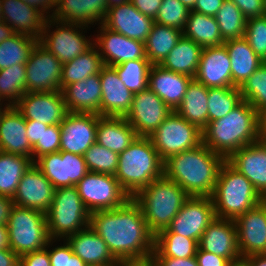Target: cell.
Here are the masks:
<instances>
[{"label": "cell", "mask_w": 266, "mask_h": 266, "mask_svg": "<svg viewBox=\"0 0 266 266\" xmlns=\"http://www.w3.org/2000/svg\"><path fill=\"white\" fill-rule=\"evenodd\" d=\"M242 100L249 102L260 114L266 109V62L240 87Z\"/></svg>", "instance_id": "bcb514c9"}, {"label": "cell", "mask_w": 266, "mask_h": 266, "mask_svg": "<svg viewBox=\"0 0 266 266\" xmlns=\"http://www.w3.org/2000/svg\"><path fill=\"white\" fill-rule=\"evenodd\" d=\"M190 195L164 175L139 191L134 201L141 207L149 230L156 235L166 229Z\"/></svg>", "instance_id": "5b68a950"}, {"label": "cell", "mask_w": 266, "mask_h": 266, "mask_svg": "<svg viewBox=\"0 0 266 266\" xmlns=\"http://www.w3.org/2000/svg\"><path fill=\"white\" fill-rule=\"evenodd\" d=\"M51 25H56V30L53 32H50ZM80 28L84 30L86 26L65 23L52 17H47L39 43L54 54L63 64L73 60L80 54H84L94 45V40L90 41V39L86 38L82 34L83 31L80 33Z\"/></svg>", "instance_id": "8fae6325"}, {"label": "cell", "mask_w": 266, "mask_h": 266, "mask_svg": "<svg viewBox=\"0 0 266 266\" xmlns=\"http://www.w3.org/2000/svg\"><path fill=\"white\" fill-rule=\"evenodd\" d=\"M73 253L88 266H119L104 240L89 226L66 238Z\"/></svg>", "instance_id": "f546056e"}, {"label": "cell", "mask_w": 266, "mask_h": 266, "mask_svg": "<svg viewBox=\"0 0 266 266\" xmlns=\"http://www.w3.org/2000/svg\"><path fill=\"white\" fill-rule=\"evenodd\" d=\"M194 79L207 88L232 86L231 61L224 45L203 48Z\"/></svg>", "instance_id": "cb8c5ba5"}, {"label": "cell", "mask_w": 266, "mask_h": 266, "mask_svg": "<svg viewBox=\"0 0 266 266\" xmlns=\"http://www.w3.org/2000/svg\"><path fill=\"white\" fill-rule=\"evenodd\" d=\"M155 20L137 10L129 1L107 8L102 24L128 38L146 41Z\"/></svg>", "instance_id": "44dd1931"}, {"label": "cell", "mask_w": 266, "mask_h": 266, "mask_svg": "<svg viewBox=\"0 0 266 266\" xmlns=\"http://www.w3.org/2000/svg\"><path fill=\"white\" fill-rule=\"evenodd\" d=\"M244 38L262 62H266V14L246 20Z\"/></svg>", "instance_id": "681fc988"}, {"label": "cell", "mask_w": 266, "mask_h": 266, "mask_svg": "<svg viewBox=\"0 0 266 266\" xmlns=\"http://www.w3.org/2000/svg\"><path fill=\"white\" fill-rule=\"evenodd\" d=\"M27 4L33 5L39 10H41L44 14L46 13L47 17H51V15H47L48 11L51 9H55L53 7L56 6L57 0H23ZM48 9V10H47Z\"/></svg>", "instance_id": "be15d7a7"}, {"label": "cell", "mask_w": 266, "mask_h": 266, "mask_svg": "<svg viewBox=\"0 0 266 266\" xmlns=\"http://www.w3.org/2000/svg\"><path fill=\"white\" fill-rule=\"evenodd\" d=\"M234 222L241 257L266 254V205L262 202L237 217Z\"/></svg>", "instance_id": "ac0fdd59"}, {"label": "cell", "mask_w": 266, "mask_h": 266, "mask_svg": "<svg viewBox=\"0 0 266 266\" xmlns=\"http://www.w3.org/2000/svg\"><path fill=\"white\" fill-rule=\"evenodd\" d=\"M119 266H152L150 262L145 263H121Z\"/></svg>", "instance_id": "753ad0ef"}, {"label": "cell", "mask_w": 266, "mask_h": 266, "mask_svg": "<svg viewBox=\"0 0 266 266\" xmlns=\"http://www.w3.org/2000/svg\"><path fill=\"white\" fill-rule=\"evenodd\" d=\"M129 2L142 14L155 20L162 0H129Z\"/></svg>", "instance_id": "6f0895ef"}, {"label": "cell", "mask_w": 266, "mask_h": 266, "mask_svg": "<svg viewBox=\"0 0 266 266\" xmlns=\"http://www.w3.org/2000/svg\"><path fill=\"white\" fill-rule=\"evenodd\" d=\"M26 120L60 124L69 113L61 91L25 93L14 105Z\"/></svg>", "instance_id": "2e32d148"}, {"label": "cell", "mask_w": 266, "mask_h": 266, "mask_svg": "<svg viewBox=\"0 0 266 266\" xmlns=\"http://www.w3.org/2000/svg\"><path fill=\"white\" fill-rule=\"evenodd\" d=\"M172 110L148 87L133 94L129 112L124 117L138 136L149 137Z\"/></svg>", "instance_id": "5bb4252c"}, {"label": "cell", "mask_w": 266, "mask_h": 266, "mask_svg": "<svg viewBox=\"0 0 266 266\" xmlns=\"http://www.w3.org/2000/svg\"><path fill=\"white\" fill-rule=\"evenodd\" d=\"M8 236L7 226L0 225V249L9 248Z\"/></svg>", "instance_id": "003e7915"}, {"label": "cell", "mask_w": 266, "mask_h": 266, "mask_svg": "<svg viewBox=\"0 0 266 266\" xmlns=\"http://www.w3.org/2000/svg\"><path fill=\"white\" fill-rule=\"evenodd\" d=\"M2 21L7 23L14 33L39 39L47 19L46 14L23 0H1Z\"/></svg>", "instance_id": "d4e9b609"}, {"label": "cell", "mask_w": 266, "mask_h": 266, "mask_svg": "<svg viewBox=\"0 0 266 266\" xmlns=\"http://www.w3.org/2000/svg\"><path fill=\"white\" fill-rule=\"evenodd\" d=\"M89 227L120 263L150 262L155 235L133 198L121 207L91 213Z\"/></svg>", "instance_id": "6da1fadb"}, {"label": "cell", "mask_w": 266, "mask_h": 266, "mask_svg": "<svg viewBox=\"0 0 266 266\" xmlns=\"http://www.w3.org/2000/svg\"><path fill=\"white\" fill-rule=\"evenodd\" d=\"M242 101L239 87H217L208 89V123L221 119Z\"/></svg>", "instance_id": "ee69618b"}, {"label": "cell", "mask_w": 266, "mask_h": 266, "mask_svg": "<svg viewBox=\"0 0 266 266\" xmlns=\"http://www.w3.org/2000/svg\"><path fill=\"white\" fill-rule=\"evenodd\" d=\"M99 78L102 88L101 116L125 117L131 108L132 92L125 87L113 66L104 65Z\"/></svg>", "instance_id": "484cf974"}, {"label": "cell", "mask_w": 266, "mask_h": 266, "mask_svg": "<svg viewBox=\"0 0 266 266\" xmlns=\"http://www.w3.org/2000/svg\"><path fill=\"white\" fill-rule=\"evenodd\" d=\"M214 219L216 214L211 197L190 196L170 225L160 232H173L199 243L202 234Z\"/></svg>", "instance_id": "7c38bea8"}, {"label": "cell", "mask_w": 266, "mask_h": 266, "mask_svg": "<svg viewBox=\"0 0 266 266\" xmlns=\"http://www.w3.org/2000/svg\"><path fill=\"white\" fill-rule=\"evenodd\" d=\"M98 120V114L69 112L59 124L60 151L84 155L96 142Z\"/></svg>", "instance_id": "e0dca14e"}, {"label": "cell", "mask_w": 266, "mask_h": 266, "mask_svg": "<svg viewBox=\"0 0 266 266\" xmlns=\"http://www.w3.org/2000/svg\"><path fill=\"white\" fill-rule=\"evenodd\" d=\"M56 188L32 163L22 176L13 197L14 205L46 213L52 204Z\"/></svg>", "instance_id": "ffe728a7"}, {"label": "cell", "mask_w": 266, "mask_h": 266, "mask_svg": "<svg viewBox=\"0 0 266 266\" xmlns=\"http://www.w3.org/2000/svg\"><path fill=\"white\" fill-rule=\"evenodd\" d=\"M97 46L93 45L84 54L62 64L61 90L71 83L82 81L99 74L104 66Z\"/></svg>", "instance_id": "74e56055"}, {"label": "cell", "mask_w": 266, "mask_h": 266, "mask_svg": "<svg viewBox=\"0 0 266 266\" xmlns=\"http://www.w3.org/2000/svg\"><path fill=\"white\" fill-rule=\"evenodd\" d=\"M51 14L55 20L86 26L101 24L107 14L105 0H57Z\"/></svg>", "instance_id": "4dcf8cb0"}, {"label": "cell", "mask_w": 266, "mask_h": 266, "mask_svg": "<svg viewBox=\"0 0 266 266\" xmlns=\"http://www.w3.org/2000/svg\"><path fill=\"white\" fill-rule=\"evenodd\" d=\"M223 45L231 61L232 86L240 88L264 62L244 37L227 40Z\"/></svg>", "instance_id": "d6a6232c"}, {"label": "cell", "mask_w": 266, "mask_h": 266, "mask_svg": "<svg viewBox=\"0 0 266 266\" xmlns=\"http://www.w3.org/2000/svg\"><path fill=\"white\" fill-rule=\"evenodd\" d=\"M13 206L12 197L0 195V225H7Z\"/></svg>", "instance_id": "94428289"}, {"label": "cell", "mask_w": 266, "mask_h": 266, "mask_svg": "<svg viewBox=\"0 0 266 266\" xmlns=\"http://www.w3.org/2000/svg\"><path fill=\"white\" fill-rule=\"evenodd\" d=\"M25 66L26 93L61 91L62 63L39 42Z\"/></svg>", "instance_id": "4fadbf2b"}, {"label": "cell", "mask_w": 266, "mask_h": 266, "mask_svg": "<svg viewBox=\"0 0 266 266\" xmlns=\"http://www.w3.org/2000/svg\"><path fill=\"white\" fill-rule=\"evenodd\" d=\"M34 164L56 189L75 186L89 172L84 155L70 152L46 154Z\"/></svg>", "instance_id": "9a60e30c"}, {"label": "cell", "mask_w": 266, "mask_h": 266, "mask_svg": "<svg viewBox=\"0 0 266 266\" xmlns=\"http://www.w3.org/2000/svg\"><path fill=\"white\" fill-rule=\"evenodd\" d=\"M260 132H266V109L259 114Z\"/></svg>", "instance_id": "a7ac6f4b"}, {"label": "cell", "mask_w": 266, "mask_h": 266, "mask_svg": "<svg viewBox=\"0 0 266 266\" xmlns=\"http://www.w3.org/2000/svg\"><path fill=\"white\" fill-rule=\"evenodd\" d=\"M248 266H266V254H255L244 258Z\"/></svg>", "instance_id": "e7e4bbea"}, {"label": "cell", "mask_w": 266, "mask_h": 266, "mask_svg": "<svg viewBox=\"0 0 266 266\" xmlns=\"http://www.w3.org/2000/svg\"><path fill=\"white\" fill-rule=\"evenodd\" d=\"M262 202L266 205V194L262 197Z\"/></svg>", "instance_id": "2a66077c"}, {"label": "cell", "mask_w": 266, "mask_h": 266, "mask_svg": "<svg viewBox=\"0 0 266 266\" xmlns=\"http://www.w3.org/2000/svg\"><path fill=\"white\" fill-rule=\"evenodd\" d=\"M198 246L228 259L230 262L241 259L237 244V228L234 220L214 219L202 234Z\"/></svg>", "instance_id": "603a6c76"}, {"label": "cell", "mask_w": 266, "mask_h": 266, "mask_svg": "<svg viewBox=\"0 0 266 266\" xmlns=\"http://www.w3.org/2000/svg\"><path fill=\"white\" fill-rule=\"evenodd\" d=\"M226 160L204 143L164 161L163 175L190 196L211 197L222 164Z\"/></svg>", "instance_id": "7a4b0ae2"}, {"label": "cell", "mask_w": 266, "mask_h": 266, "mask_svg": "<svg viewBox=\"0 0 266 266\" xmlns=\"http://www.w3.org/2000/svg\"><path fill=\"white\" fill-rule=\"evenodd\" d=\"M211 198L216 217L231 220L262 203V196L253 184L227 161L219 170Z\"/></svg>", "instance_id": "8992f818"}, {"label": "cell", "mask_w": 266, "mask_h": 266, "mask_svg": "<svg viewBox=\"0 0 266 266\" xmlns=\"http://www.w3.org/2000/svg\"><path fill=\"white\" fill-rule=\"evenodd\" d=\"M9 248L19 256L46 247L49 237L46 213L14 205L7 222Z\"/></svg>", "instance_id": "ba28073f"}, {"label": "cell", "mask_w": 266, "mask_h": 266, "mask_svg": "<svg viewBox=\"0 0 266 266\" xmlns=\"http://www.w3.org/2000/svg\"><path fill=\"white\" fill-rule=\"evenodd\" d=\"M32 163L27 156L0 151V195L13 198L22 176Z\"/></svg>", "instance_id": "f35d334b"}, {"label": "cell", "mask_w": 266, "mask_h": 266, "mask_svg": "<svg viewBox=\"0 0 266 266\" xmlns=\"http://www.w3.org/2000/svg\"><path fill=\"white\" fill-rule=\"evenodd\" d=\"M61 92L68 112L93 113L101 116L102 88L99 74L66 85Z\"/></svg>", "instance_id": "f1b7e54d"}, {"label": "cell", "mask_w": 266, "mask_h": 266, "mask_svg": "<svg viewBox=\"0 0 266 266\" xmlns=\"http://www.w3.org/2000/svg\"><path fill=\"white\" fill-rule=\"evenodd\" d=\"M260 140L259 113L242 100L221 119L202 130V143L227 160L236 150Z\"/></svg>", "instance_id": "3957f363"}, {"label": "cell", "mask_w": 266, "mask_h": 266, "mask_svg": "<svg viewBox=\"0 0 266 266\" xmlns=\"http://www.w3.org/2000/svg\"><path fill=\"white\" fill-rule=\"evenodd\" d=\"M198 242L173 232H158L155 235L151 257L187 258L194 257Z\"/></svg>", "instance_id": "ab89813d"}, {"label": "cell", "mask_w": 266, "mask_h": 266, "mask_svg": "<svg viewBox=\"0 0 266 266\" xmlns=\"http://www.w3.org/2000/svg\"><path fill=\"white\" fill-rule=\"evenodd\" d=\"M119 154L104 146L93 143L85 152L84 159L89 171L115 175L118 167Z\"/></svg>", "instance_id": "7dc6e473"}, {"label": "cell", "mask_w": 266, "mask_h": 266, "mask_svg": "<svg viewBox=\"0 0 266 266\" xmlns=\"http://www.w3.org/2000/svg\"><path fill=\"white\" fill-rule=\"evenodd\" d=\"M151 65L148 59H137L113 67L125 87L135 94L148 87V72Z\"/></svg>", "instance_id": "f6af8a7d"}, {"label": "cell", "mask_w": 266, "mask_h": 266, "mask_svg": "<svg viewBox=\"0 0 266 266\" xmlns=\"http://www.w3.org/2000/svg\"><path fill=\"white\" fill-rule=\"evenodd\" d=\"M195 258L198 266H228L231 263L228 259L214 253L201 250L199 247Z\"/></svg>", "instance_id": "11a10c76"}, {"label": "cell", "mask_w": 266, "mask_h": 266, "mask_svg": "<svg viewBox=\"0 0 266 266\" xmlns=\"http://www.w3.org/2000/svg\"><path fill=\"white\" fill-rule=\"evenodd\" d=\"M0 21H2V9H1V0H0Z\"/></svg>", "instance_id": "11e5206c"}, {"label": "cell", "mask_w": 266, "mask_h": 266, "mask_svg": "<svg viewBox=\"0 0 266 266\" xmlns=\"http://www.w3.org/2000/svg\"><path fill=\"white\" fill-rule=\"evenodd\" d=\"M263 197L266 194V147L259 140L236 150L227 160Z\"/></svg>", "instance_id": "4316f807"}, {"label": "cell", "mask_w": 266, "mask_h": 266, "mask_svg": "<svg viewBox=\"0 0 266 266\" xmlns=\"http://www.w3.org/2000/svg\"><path fill=\"white\" fill-rule=\"evenodd\" d=\"M149 138L164 162L173 155L202 144V131L172 111Z\"/></svg>", "instance_id": "9c48e42d"}, {"label": "cell", "mask_w": 266, "mask_h": 266, "mask_svg": "<svg viewBox=\"0 0 266 266\" xmlns=\"http://www.w3.org/2000/svg\"><path fill=\"white\" fill-rule=\"evenodd\" d=\"M260 141L266 147V132H260Z\"/></svg>", "instance_id": "34e18365"}, {"label": "cell", "mask_w": 266, "mask_h": 266, "mask_svg": "<svg viewBox=\"0 0 266 266\" xmlns=\"http://www.w3.org/2000/svg\"><path fill=\"white\" fill-rule=\"evenodd\" d=\"M181 30L154 23L145 41L146 58L152 65H159L182 37Z\"/></svg>", "instance_id": "8d00e7d4"}, {"label": "cell", "mask_w": 266, "mask_h": 266, "mask_svg": "<svg viewBox=\"0 0 266 266\" xmlns=\"http://www.w3.org/2000/svg\"><path fill=\"white\" fill-rule=\"evenodd\" d=\"M264 7H265V12H266V0H264Z\"/></svg>", "instance_id": "b9fcfbb0"}, {"label": "cell", "mask_w": 266, "mask_h": 266, "mask_svg": "<svg viewBox=\"0 0 266 266\" xmlns=\"http://www.w3.org/2000/svg\"><path fill=\"white\" fill-rule=\"evenodd\" d=\"M129 0H105L107 8L113 6V5H118L121 3H125Z\"/></svg>", "instance_id": "2644e50d"}, {"label": "cell", "mask_w": 266, "mask_h": 266, "mask_svg": "<svg viewBox=\"0 0 266 266\" xmlns=\"http://www.w3.org/2000/svg\"><path fill=\"white\" fill-rule=\"evenodd\" d=\"M90 212L81 200L76 186L58 188L49 210L46 222L49 237L66 239L89 226Z\"/></svg>", "instance_id": "52a82bcc"}, {"label": "cell", "mask_w": 266, "mask_h": 266, "mask_svg": "<svg viewBox=\"0 0 266 266\" xmlns=\"http://www.w3.org/2000/svg\"><path fill=\"white\" fill-rule=\"evenodd\" d=\"M183 36L193 40L202 48L224 44L219 25L215 17L190 10Z\"/></svg>", "instance_id": "d590c367"}, {"label": "cell", "mask_w": 266, "mask_h": 266, "mask_svg": "<svg viewBox=\"0 0 266 266\" xmlns=\"http://www.w3.org/2000/svg\"><path fill=\"white\" fill-rule=\"evenodd\" d=\"M215 18L224 42L245 36L247 19L234 2L224 0Z\"/></svg>", "instance_id": "7bdbcfd3"}, {"label": "cell", "mask_w": 266, "mask_h": 266, "mask_svg": "<svg viewBox=\"0 0 266 266\" xmlns=\"http://www.w3.org/2000/svg\"><path fill=\"white\" fill-rule=\"evenodd\" d=\"M224 0H197L193 11L215 17Z\"/></svg>", "instance_id": "680465c9"}, {"label": "cell", "mask_w": 266, "mask_h": 266, "mask_svg": "<svg viewBox=\"0 0 266 266\" xmlns=\"http://www.w3.org/2000/svg\"><path fill=\"white\" fill-rule=\"evenodd\" d=\"M203 48L182 35L176 46L159 64L162 68L195 77Z\"/></svg>", "instance_id": "e575fe53"}, {"label": "cell", "mask_w": 266, "mask_h": 266, "mask_svg": "<svg viewBox=\"0 0 266 266\" xmlns=\"http://www.w3.org/2000/svg\"><path fill=\"white\" fill-rule=\"evenodd\" d=\"M228 266H248V263L244 258H241L237 261L231 262Z\"/></svg>", "instance_id": "8c879c8a"}, {"label": "cell", "mask_w": 266, "mask_h": 266, "mask_svg": "<svg viewBox=\"0 0 266 266\" xmlns=\"http://www.w3.org/2000/svg\"><path fill=\"white\" fill-rule=\"evenodd\" d=\"M75 186L90 213L121 207L131 198L109 174L89 171Z\"/></svg>", "instance_id": "30bf717a"}, {"label": "cell", "mask_w": 266, "mask_h": 266, "mask_svg": "<svg viewBox=\"0 0 266 266\" xmlns=\"http://www.w3.org/2000/svg\"><path fill=\"white\" fill-rule=\"evenodd\" d=\"M25 93V64H14L0 70V102L8 101L5 106H14Z\"/></svg>", "instance_id": "b9f144b4"}, {"label": "cell", "mask_w": 266, "mask_h": 266, "mask_svg": "<svg viewBox=\"0 0 266 266\" xmlns=\"http://www.w3.org/2000/svg\"><path fill=\"white\" fill-rule=\"evenodd\" d=\"M184 6H186L189 10H192L196 4L197 0H179Z\"/></svg>", "instance_id": "89a4df30"}, {"label": "cell", "mask_w": 266, "mask_h": 266, "mask_svg": "<svg viewBox=\"0 0 266 266\" xmlns=\"http://www.w3.org/2000/svg\"><path fill=\"white\" fill-rule=\"evenodd\" d=\"M13 34L14 31L12 28L4 21H0V43L11 37Z\"/></svg>", "instance_id": "03108f58"}, {"label": "cell", "mask_w": 266, "mask_h": 266, "mask_svg": "<svg viewBox=\"0 0 266 266\" xmlns=\"http://www.w3.org/2000/svg\"><path fill=\"white\" fill-rule=\"evenodd\" d=\"M38 42L39 39L17 33L2 41L0 43V70L14 64H26Z\"/></svg>", "instance_id": "60d3db41"}, {"label": "cell", "mask_w": 266, "mask_h": 266, "mask_svg": "<svg viewBox=\"0 0 266 266\" xmlns=\"http://www.w3.org/2000/svg\"><path fill=\"white\" fill-rule=\"evenodd\" d=\"M26 133V119L15 106L0 108V151L24 155L33 162V147Z\"/></svg>", "instance_id": "7402d4cb"}, {"label": "cell", "mask_w": 266, "mask_h": 266, "mask_svg": "<svg viewBox=\"0 0 266 266\" xmlns=\"http://www.w3.org/2000/svg\"><path fill=\"white\" fill-rule=\"evenodd\" d=\"M208 89L193 78L187 87L182 103L175 110L182 118L201 131L208 124Z\"/></svg>", "instance_id": "836d02e7"}, {"label": "cell", "mask_w": 266, "mask_h": 266, "mask_svg": "<svg viewBox=\"0 0 266 266\" xmlns=\"http://www.w3.org/2000/svg\"><path fill=\"white\" fill-rule=\"evenodd\" d=\"M192 79L188 75L166 70L160 65H151L148 72V88L175 111L182 103Z\"/></svg>", "instance_id": "83f0119b"}, {"label": "cell", "mask_w": 266, "mask_h": 266, "mask_svg": "<svg viewBox=\"0 0 266 266\" xmlns=\"http://www.w3.org/2000/svg\"><path fill=\"white\" fill-rule=\"evenodd\" d=\"M137 137L136 131L124 117L99 115L96 136L98 144L120 154Z\"/></svg>", "instance_id": "1f68e13d"}, {"label": "cell", "mask_w": 266, "mask_h": 266, "mask_svg": "<svg viewBox=\"0 0 266 266\" xmlns=\"http://www.w3.org/2000/svg\"><path fill=\"white\" fill-rule=\"evenodd\" d=\"M51 243L53 244V239L49 240L45 248L20 256L19 266H51L48 255V248L52 245Z\"/></svg>", "instance_id": "f5cc1de1"}, {"label": "cell", "mask_w": 266, "mask_h": 266, "mask_svg": "<svg viewBox=\"0 0 266 266\" xmlns=\"http://www.w3.org/2000/svg\"><path fill=\"white\" fill-rule=\"evenodd\" d=\"M100 25L101 32L93 40H95L94 45L97 46L104 65L116 66L125 61L147 59L144 42L112 31L102 23Z\"/></svg>", "instance_id": "d6986e66"}, {"label": "cell", "mask_w": 266, "mask_h": 266, "mask_svg": "<svg viewBox=\"0 0 266 266\" xmlns=\"http://www.w3.org/2000/svg\"><path fill=\"white\" fill-rule=\"evenodd\" d=\"M164 162L149 137L138 136L119 154L115 178L133 198L153 180L163 176Z\"/></svg>", "instance_id": "277c9868"}, {"label": "cell", "mask_w": 266, "mask_h": 266, "mask_svg": "<svg viewBox=\"0 0 266 266\" xmlns=\"http://www.w3.org/2000/svg\"><path fill=\"white\" fill-rule=\"evenodd\" d=\"M60 141V125H48L47 129L43 130L41 139L33 146V163L43 155L59 152Z\"/></svg>", "instance_id": "f907efd6"}, {"label": "cell", "mask_w": 266, "mask_h": 266, "mask_svg": "<svg viewBox=\"0 0 266 266\" xmlns=\"http://www.w3.org/2000/svg\"><path fill=\"white\" fill-rule=\"evenodd\" d=\"M152 266H198L194 257L171 258V257H151Z\"/></svg>", "instance_id": "9f6ffc18"}, {"label": "cell", "mask_w": 266, "mask_h": 266, "mask_svg": "<svg viewBox=\"0 0 266 266\" xmlns=\"http://www.w3.org/2000/svg\"><path fill=\"white\" fill-rule=\"evenodd\" d=\"M63 246L48 250L51 266H88L79 256L73 253L72 247L64 239Z\"/></svg>", "instance_id": "816d5d0a"}, {"label": "cell", "mask_w": 266, "mask_h": 266, "mask_svg": "<svg viewBox=\"0 0 266 266\" xmlns=\"http://www.w3.org/2000/svg\"><path fill=\"white\" fill-rule=\"evenodd\" d=\"M190 10L179 0H162L155 23L184 30Z\"/></svg>", "instance_id": "c3c4849f"}, {"label": "cell", "mask_w": 266, "mask_h": 266, "mask_svg": "<svg viewBox=\"0 0 266 266\" xmlns=\"http://www.w3.org/2000/svg\"><path fill=\"white\" fill-rule=\"evenodd\" d=\"M48 125L35 120H26V134L32 147L41 139L43 130L47 129Z\"/></svg>", "instance_id": "91938a15"}, {"label": "cell", "mask_w": 266, "mask_h": 266, "mask_svg": "<svg viewBox=\"0 0 266 266\" xmlns=\"http://www.w3.org/2000/svg\"><path fill=\"white\" fill-rule=\"evenodd\" d=\"M242 11L246 19L261 17L266 14L264 0H230Z\"/></svg>", "instance_id": "db71d44e"}, {"label": "cell", "mask_w": 266, "mask_h": 266, "mask_svg": "<svg viewBox=\"0 0 266 266\" xmlns=\"http://www.w3.org/2000/svg\"><path fill=\"white\" fill-rule=\"evenodd\" d=\"M20 256L10 248L0 249V266H19Z\"/></svg>", "instance_id": "6125c7cd"}]
</instances>
